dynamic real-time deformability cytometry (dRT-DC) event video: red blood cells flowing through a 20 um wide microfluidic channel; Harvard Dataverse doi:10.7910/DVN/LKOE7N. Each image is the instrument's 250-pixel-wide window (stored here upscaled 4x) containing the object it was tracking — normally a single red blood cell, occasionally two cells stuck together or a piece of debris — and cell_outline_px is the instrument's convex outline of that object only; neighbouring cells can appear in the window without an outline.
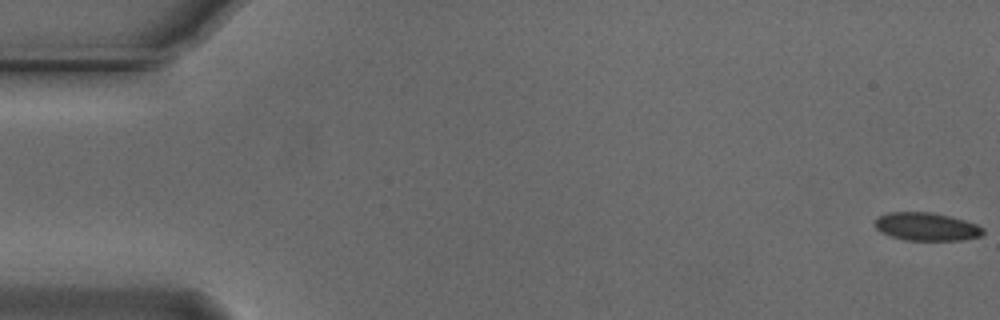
{"species": "Egyptian fruit bat (a non-hibernating species)", "species_latin": "Rousettus aegyptiacus", "temperature_condition": "cold", "stored_images_in_passage": 55, "camera_frame_rate_fps": 3000, "um_per_image_px": 0.085, "animal": {"sex": "male"}, "frame": {"image": 1, "passage_image": 1, "time_ms": 0.0, "image_size_px": [1000, 320], "cell_outline_px": [[984, 232], [980, 236], [960, 240], [904, 240], [880, 232], [872, 224], [880, 216], [888, 212], [928, 212], [948, 216], [964, 220], [976, 224], [984, 228]], "centroid_in_image_um": [78.73, 19.27], "position_along_channel_um": 6.3, "area_um2": 17.57}}
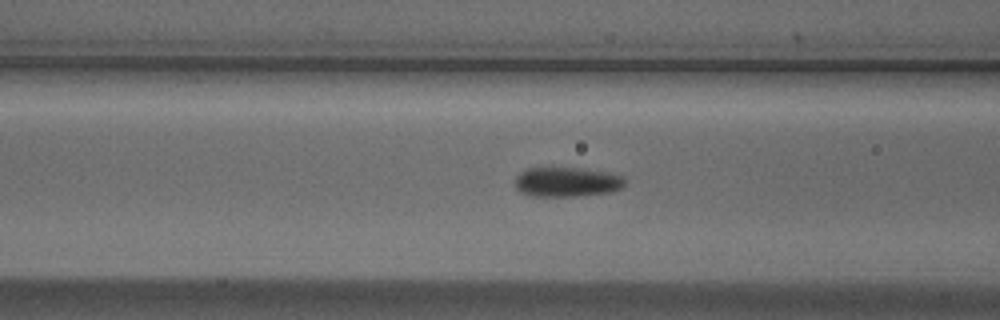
{"frame": {"image": 2, "passage_image": 22, "time_ms": 7.0, "image_size_px": [1000, 320], "cell_outline_px": [[624, 188], [612, 192], [576, 196], [532, 196], [520, 192], [516, 188], [516, 176], [520, 172], [528, 168], [580, 168], [608, 172], [624, 176]], "centroid_in_image_um": [48.21, 15.47], "position_along_channel_um": 118.4, "area_um2": 19.07}}
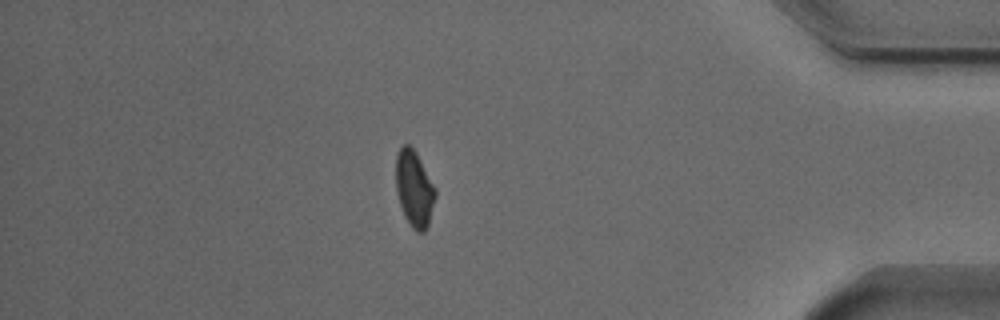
{"frame": {"image": 3, "passage_image": 48, "time_ms": 15.667, "image_size_px": [1000, 320], "cell_outline_px": [[436, 196], [428, 224], [424, 232], [416, 232], [412, 228], [404, 216], [396, 192], [396, 156], [400, 148], [404, 144], [408, 144], [416, 152], [436, 188]], "centroid_in_image_um": [35.21, 16.04], "position_along_channel_um": 400.0, "area_um2": 17.51}, "authors_computed_cell_mechanics": {"area_um2": 18.207, "velocity_mm_per_s": 3.7268, "shape_relaxation_time_tau1_ms": 2.2969, "shape_relaxation_time_tau2_ms": 2.4723, "deformation_change_tau1": 0.0963, "deformation_change_tau2": 0.0826}}